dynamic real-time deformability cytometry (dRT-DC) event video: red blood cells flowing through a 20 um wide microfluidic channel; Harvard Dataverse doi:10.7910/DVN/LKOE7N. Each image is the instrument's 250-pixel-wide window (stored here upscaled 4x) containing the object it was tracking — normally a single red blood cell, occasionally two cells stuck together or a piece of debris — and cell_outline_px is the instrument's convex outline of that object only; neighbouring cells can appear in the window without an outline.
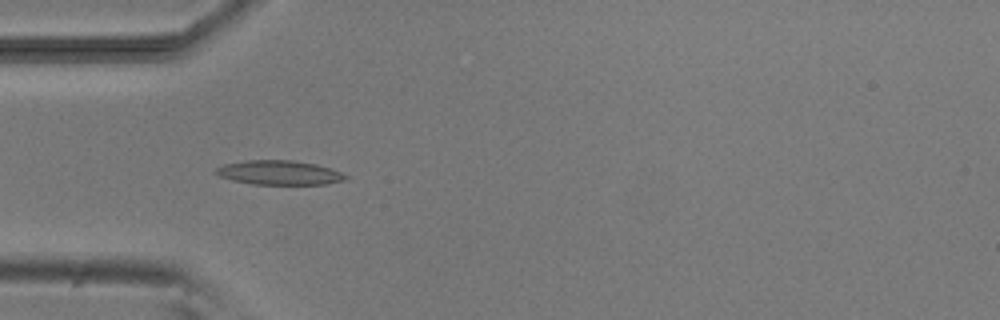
{"species": "common noctule bat (a hibernating species)", "species_latin": "Nyctalus noctula", "temperature_condition": "room temperature", "stored_images_in_passage": 8, "camera_frame_rate_fps": 3000, "um_per_image_px": 0.085, "animal": {"sex": "male", "body_mass_g": 20.5, "forearm_length_mm": 52.5}, "frame": {"image": 1, "passage_image": 3, "time_ms": 3.0, "image_size_px": [1000, 320], "cell_outline_px": [[348, 176], [344, 180], [324, 184], [252, 184], [232, 180], [220, 176], [212, 172], [216, 168], [224, 164], [244, 160], [292, 160], [316, 164], [340, 172]], "centroid_in_image_um": [23.67, 14.67], "position_along_channel_um": 61.3, "area_um2": 18.26}}
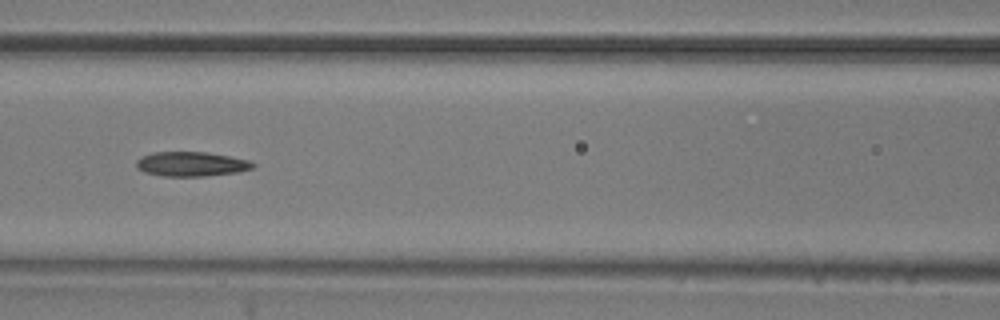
{"frame": {"image": 2, "passage_image": 5, "time_ms": 5.333, "image_size_px": [1000, 320], "cell_outline_px": [[256, 164], [252, 168], [236, 172], [204, 176], [164, 176], [144, 172], [136, 168], [136, 160], [140, 156], [152, 152], [204, 152], [228, 156], [248, 160]], "centroid_in_image_um": [16.2, 13.94], "position_along_channel_um": 150.4, "area_um2": 16.59}}
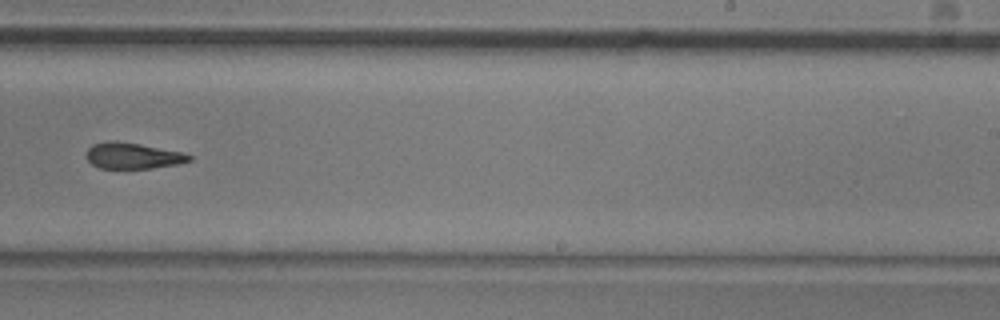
{"frame": {"image": 3, "passage_image": 8, "time_ms": 8.667, "image_size_px": [1000, 320], "cell_outline_px": [[192, 160], [180, 164], [152, 168], [100, 168], [92, 164], [84, 156], [88, 148], [92, 144], [108, 140], [116, 140], [140, 144], [180, 152], [192, 156]], "centroid_in_image_um": [11.25, 13.23], "position_along_channel_um": 277.8, "area_um2": 15.72}}